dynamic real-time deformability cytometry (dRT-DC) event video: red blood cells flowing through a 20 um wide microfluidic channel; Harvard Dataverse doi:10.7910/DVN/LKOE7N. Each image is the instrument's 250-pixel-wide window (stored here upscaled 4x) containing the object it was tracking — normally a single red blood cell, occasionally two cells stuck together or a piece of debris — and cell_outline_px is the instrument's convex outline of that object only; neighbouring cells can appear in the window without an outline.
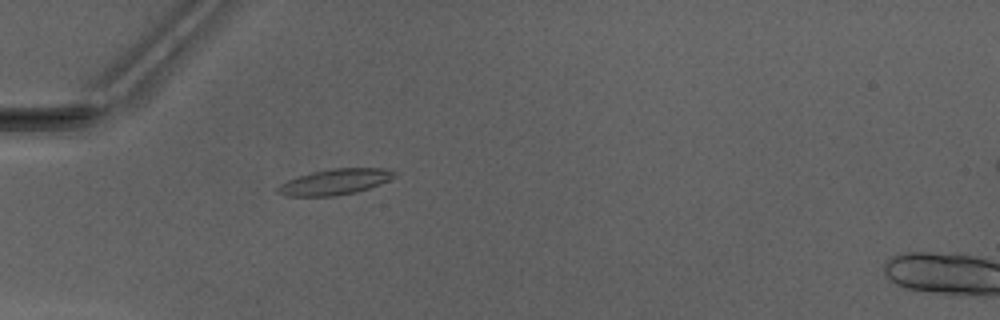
{"species": "Egyptian fruit bat (a non-hibernating species)", "species_latin": "Rousettus aegyptiacus", "temperature_condition": "warm", "stored_images_in_passage": 40, "camera_frame_rate_fps": 3000, "um_per_image_px": 0.085, "animal": {"sex": "male"}, "frame": {"image": 1, "passage_image": 6, "time_ms": 1.667, "image_size_px": [1000, 320], "cell_outline_px": [[396, 176], [380, 184], [356, 192], [336, 196], [284, 196], [276, 192], [276, 188], [280, 184], [288, 180], [312, 172], [332, 168], [384, 168], [396, 172]], "centroid_in_image_um": [28.46, 15.46], "position_along_channel_um": 56.5, "area_um2": 17.46}}
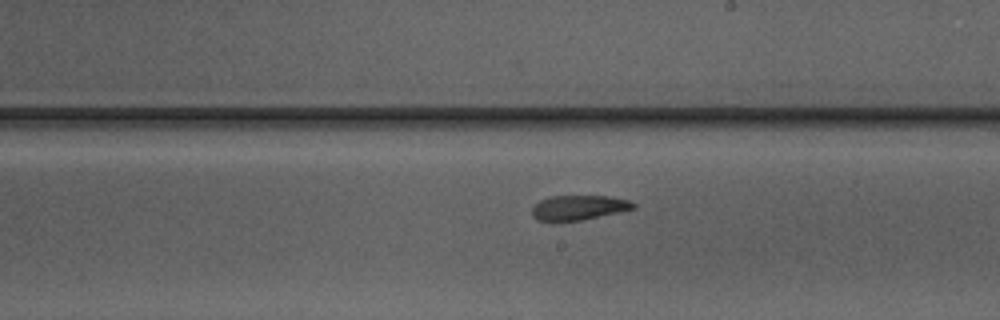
{"frame": {"image": 2, "passage_image": 20, "time_ms": 6.333, "image_size_px": [1000, 320], "cell_outline_px": [[636, 208], [580, 220], [536, 220], [532, 216], [532, 204], [540, 200], [552, 196], [608, 196], [628, 200], [636, 204]], "centroid_in_image_um": [49.16, 17.63], "position_along_channel_um": 239.8, "area_um2": 14.39}}
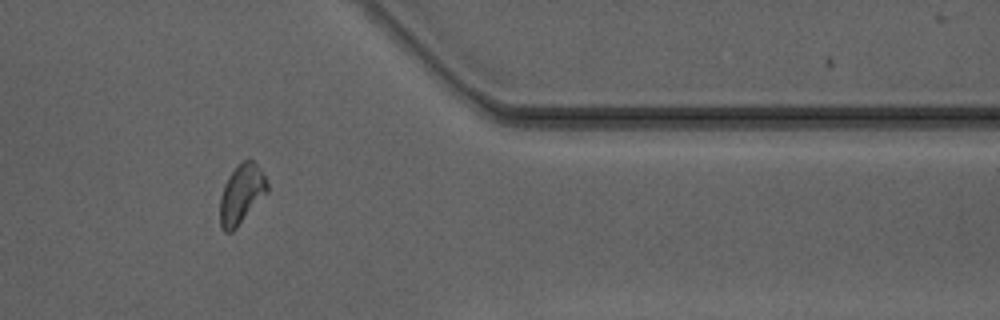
{"frame": {"image": 3, "passage_image": 32, "time_ms": 10.333, "image_size_px": [1000, 320], "cell_outline_px": [[268, 192], [236, 228], [232, 232], [224, 232], [220, 224], [220, 196], [224, 184], [228, 176], [248, 156], [260, 168], [268, 184]], "centroid_in_image_um": [20.52, 16.5], "position_along_channel_um": 390.9, "area_um2": 16.3}, "authors_computed_cell_mechanics": {"area_um2": 16.0395, "velocity_mm_per_s": 4.1683, "shape_relaxation_time_tau1_ms": null, "shape_relaxation_time_tau2_ms": 5.1768, "deformation_change_tau1": null, "deformation_change_tau2": 0.1247}}